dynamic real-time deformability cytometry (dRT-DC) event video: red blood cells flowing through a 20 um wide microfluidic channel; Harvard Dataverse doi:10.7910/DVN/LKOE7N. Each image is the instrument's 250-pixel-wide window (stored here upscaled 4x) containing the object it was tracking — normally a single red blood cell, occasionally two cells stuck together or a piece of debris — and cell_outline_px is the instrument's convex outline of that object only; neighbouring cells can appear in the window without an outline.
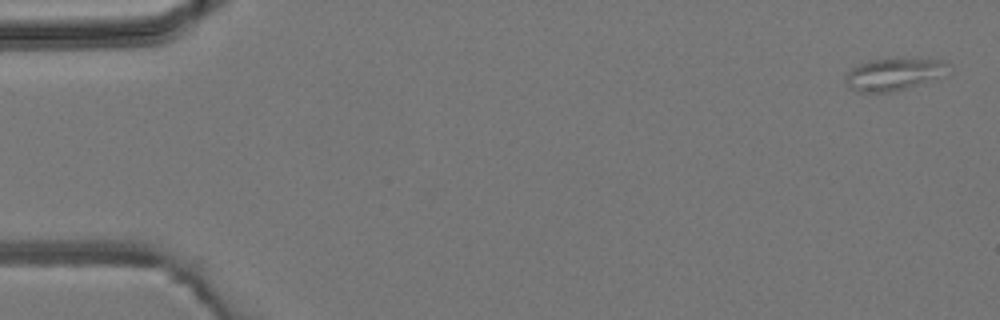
{"species": "common noctule bat (a hibernating species)", "species_latin": "Nyctalus noctula", "temperature_condition": "room temperature", "stored_images_in_passage": 5, "camera_frame_rate_fps": 3000, "um_per_image_px": 0.085, "animal": {"sex": "male", "body_mass_g": 19.2, "forearm_length_mm": 51.8}, "frame": {"image": 1, "passage_image": 1, "time_ms": 0.0, "image_size_px": [1000, 320], "cell_outline_px": [[952, 64], [948, 76], [892, 92], [860, 92], [848, 88], [844, 80], [844, 72], [856, 64], [868, 60], [944, 60]], "centroid_in_image_um": [75.99, 6.33], "position_along_channel_um": 9.0, "area_um2": 19.71}}
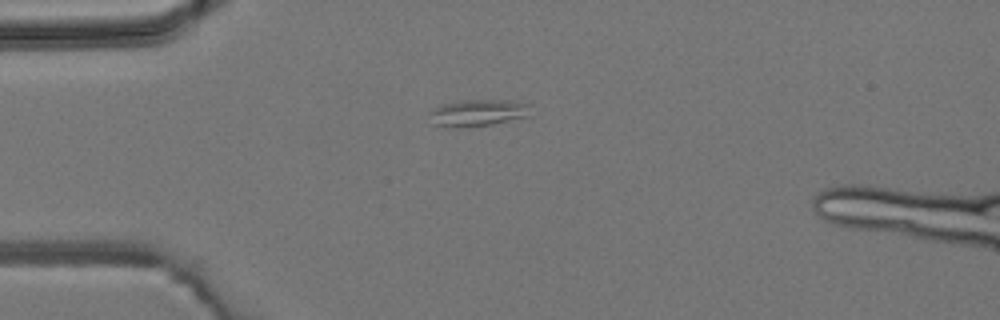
{"frame": {"image": 2, "passage_image": 4, "time_ms": 3.667, "image_size_px": [1000, 320], "cell_outline_px": [[532, 104], [528, 116], [492, 124], [460, 128], [444, 128], [436, 124], [428, 112], [444, 104], [464, 100], [508, 100]], "centroid_in_image_um": [40.65, 9.59], "position_along_channel_um": 44.3, "area_um2": 15.72}}